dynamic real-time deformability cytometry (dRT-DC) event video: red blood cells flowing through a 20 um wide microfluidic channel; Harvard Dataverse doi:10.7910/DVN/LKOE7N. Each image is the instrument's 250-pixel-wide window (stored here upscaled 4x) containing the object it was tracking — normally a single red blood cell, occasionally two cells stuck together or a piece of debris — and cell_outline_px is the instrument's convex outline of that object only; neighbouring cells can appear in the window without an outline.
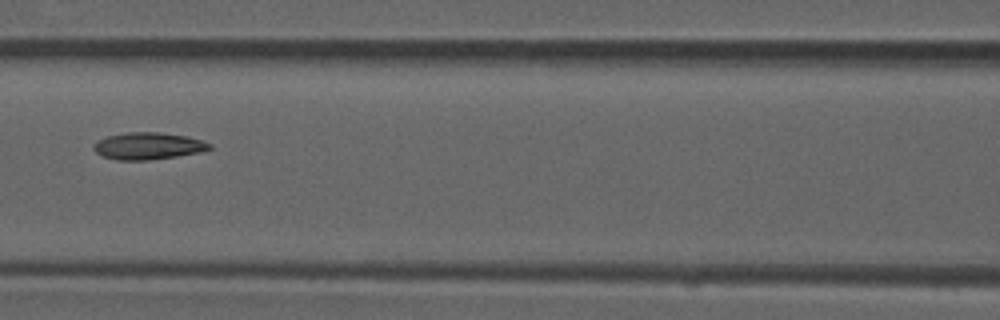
{"species": "common noctule bat (a hibernating species)", "species_latin": "Nyctalus noctula", "temperature_condition": "room temperature", "stored_images_in_passage": 10, "camera_frame_rate_fps": 3000, "um_per_image_px": 0.085, "animal": {"sex": "male", "forearm_length_mm": 52.5}, "frame": {"image": 1, "passage_image": 7, "time_ms": 2.0, "image_size_px": [1000, 320], "cell_outline_px": [[212, 148], [200, 152], [176, 156], [148, 160], [116, 160], [104, 156], [96, 152], [92, 148], [92, 144], [96, 140], [108, 136], [128, 132], [160, 132], [188, 136], [212, 144]], "centroid_in_image_um": [12.57, 12.4], "position_along_channel_um": 154.0, "area_um2": 18.26}}
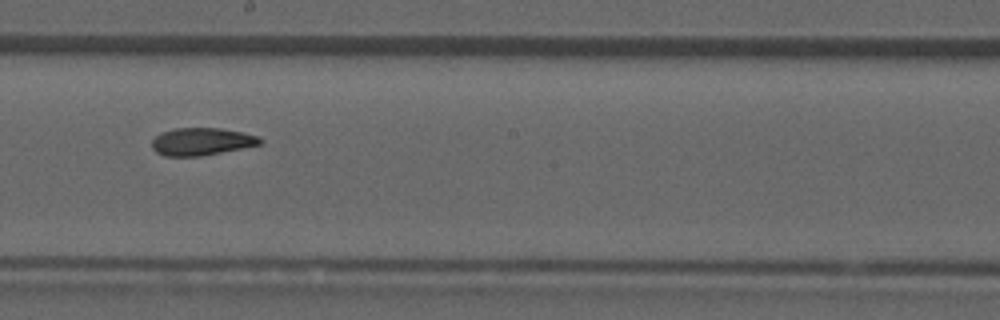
{"frame": {"image": 2, "passage_image": 9, "time_ms": 2.667, "image_size_px": [1000, 320], "cell_outline_px": [[264, 140], [260, 144], [200, 156], [164, 156], [156, 152], [152, 148], [152, 140], [156, 136], [164, 132], [176, 128], [220, 128], [240, 132], [256, 136]], "centroid_in_image_um": [17.1, 12.03], "position_along_channel_um": 231.1, "area_um2": 16.99}}
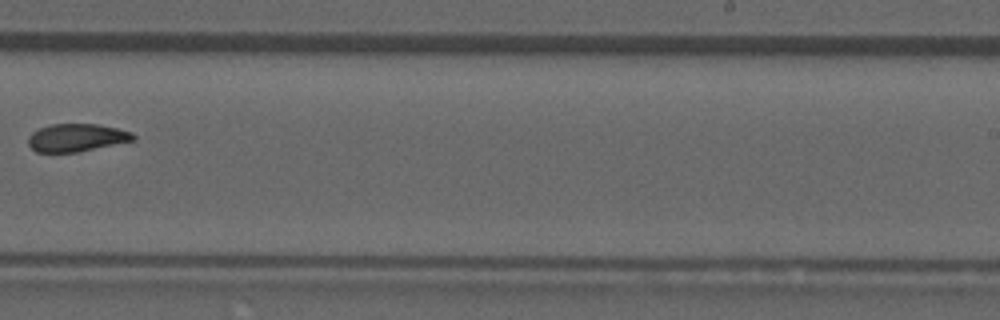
{"frame": {"image": 3, "passage_image": 10, "time_ms": 3.0, "image_size_px": [1000, 320], "cell_outline_px": [[136, 140], [76, 152], [36, 152], [28, 144], [28, 136], [32, 132], [40, 128], [52, 124], [96, 124], [116, 128], [132, 132], [136, 136]], "centroid_in_image_um": [6.51, 11.7], "position_along_channel_um": 282.5, "area_um2": 16.94}}